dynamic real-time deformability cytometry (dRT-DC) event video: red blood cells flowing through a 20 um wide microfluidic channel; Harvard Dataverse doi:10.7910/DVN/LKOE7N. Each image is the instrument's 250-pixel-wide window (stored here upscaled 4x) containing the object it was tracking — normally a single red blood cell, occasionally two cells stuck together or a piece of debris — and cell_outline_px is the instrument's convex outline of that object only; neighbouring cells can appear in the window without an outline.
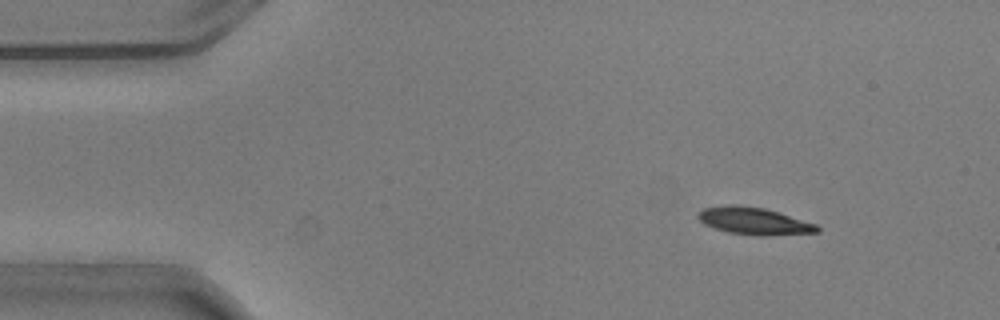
{"species": "common noctule bat (a hibernating species)", "species_latin": "Nyctalus noctula", "temperature_condition": "warm", "stored_images_in_passage": 55, "camera_frame_rate_fps": 3000, "um_per_image_px": 0.085, "animal": {"sex": "male", "body_mass_g": 20.5, "forearm_length_mm": 52.5}, "frame": {"image": 1, "passage_image": 7, "time_ms": 2.0, "image_size_px": [1000, 320], "cell_outline_px": [[820, 232], [768, 236], [760, 236], [728, 232], [704, 224], [700, 220], [700, 212], [704, 208], [728, 204], [736, 204], [764, 208], [816, 224], [820, 228]], "centroid_in_image_um": [64.13, 18.79], "position_along_channel_um": 20.9, "area_um2": 18.67}}
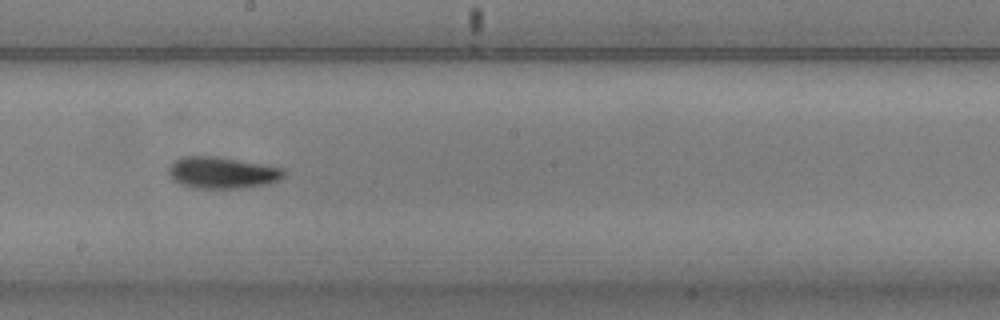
{"frame": {"image": 2, "passage_image": 30, "time_ms": 9.667, "image_size_px": [1000, 320], "cell_outline_px": [[284, 176], [280, 180], [264, 184], [240, 188], [196, 188], [180, 184], [172, 180], [168, 172], [168, 168], [176, 160], [184, 156], [216, 156], [284, 168]], "centroid_in_image_um": [18.86, 14.68], "position_along_channel_um": 229.3, "area_um2": 21.04}}
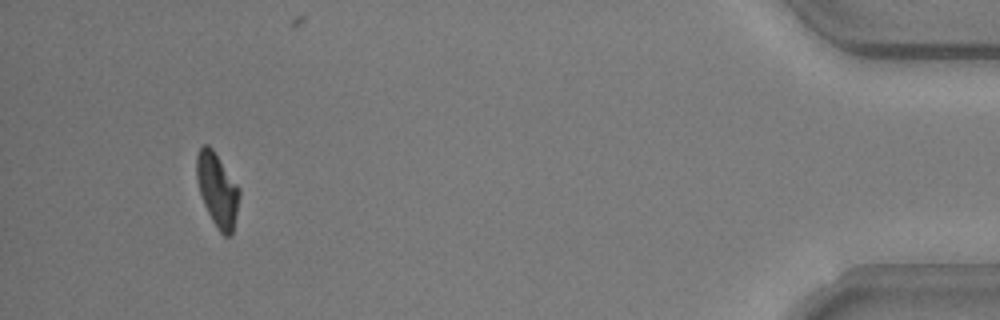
{"frame": {"image": 3, "passage_image": 51, "time_ms": 16.667, "image_size_px": [1000, 320], "cell_outline_px": [[240, 196], [232, 236], [224, 236], [216, 228], [204, 204], [200, 192], [196, 176], [196, 156], [200, 148], [204, 144], [208, 144], [212, 148], [240, 188]], "centroid_in_image_um": [18.48, 16.15], "position_along_channel_um": 416.7, "area_um2": 18.32}, "authors_computed_cell_mechanics": {"area_um2": 19.2474, "velocity_mm_per_s": 3.7268, "shape_relaxation_time_tau1_ms": 2.7022, "shape_relaxation_time_tau2_ms": 5.5522, "deformation_change_tau1": 0.1367, "deformation_change_tau2": 0.0913}}